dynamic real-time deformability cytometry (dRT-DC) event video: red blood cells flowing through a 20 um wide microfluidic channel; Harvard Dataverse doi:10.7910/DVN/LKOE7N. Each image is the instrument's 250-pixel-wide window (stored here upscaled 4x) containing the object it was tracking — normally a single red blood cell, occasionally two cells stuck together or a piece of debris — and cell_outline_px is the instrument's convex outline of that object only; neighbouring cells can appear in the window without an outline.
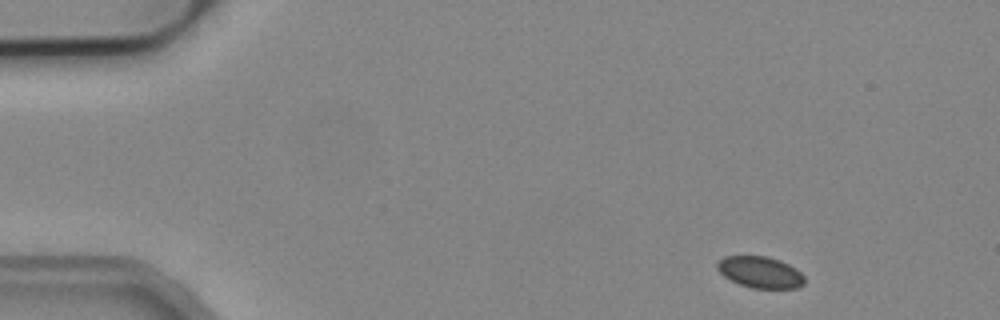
{"species": "common noctule bat (a hibernating species)", "species_latin": "Nyctalus noctula", "temperature_condition": "cold", "stored_images_in_passage": 4, "camera_frame_rate_fps": 3000, "um_per_image_px": 0.085, "animal": {"sex": "male", "body_mass_g": 19.2, "forearm_length_mm": 51.8}, "frame": {"image": 1, "passage_image": 1, "time_ms": 0.0, "image_size_px": [1000, 320], "cell_outline_px": [[804, 284], [796, 288], [752, 288], [740, 284], [724, 276], [716, 268], [716, 264], [724, 256], [768, 256], [780, 260], [796, 268], [804, 276]], "centroid_in_image_um": [64.63, 23.13], "position_along_channel_um": 20.4, "area_um2": 15.95}}
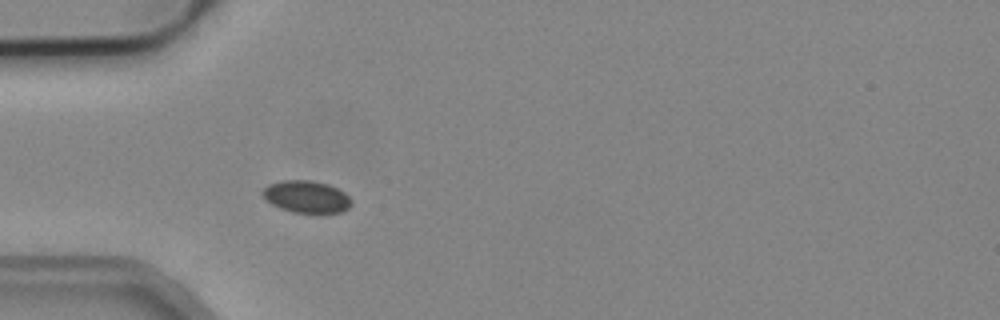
{"frame": {"image": 2, "passage_image": 4, "time_ms": 1.0, "image_size_px": [1000, 320], "cell_outline_px": [[352, 204], [348, 208], [340, 212], [320, 216], [316, 216], [292, 212], [280, 208], [272, 204], [260, 192], [268, 184], [280, 180], [312, 180], [328, 184], [344, 192], [352, 200]], "centroid_in_image_um": [26.08, 16.76], "position_along_channel_um": 58.9, "area_um2": 17.28}}